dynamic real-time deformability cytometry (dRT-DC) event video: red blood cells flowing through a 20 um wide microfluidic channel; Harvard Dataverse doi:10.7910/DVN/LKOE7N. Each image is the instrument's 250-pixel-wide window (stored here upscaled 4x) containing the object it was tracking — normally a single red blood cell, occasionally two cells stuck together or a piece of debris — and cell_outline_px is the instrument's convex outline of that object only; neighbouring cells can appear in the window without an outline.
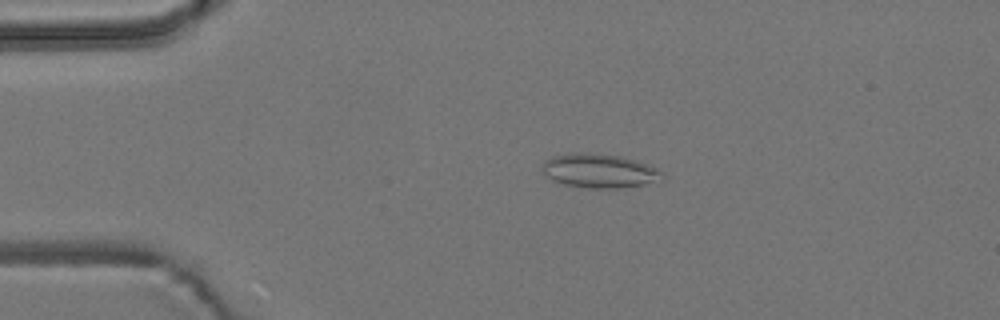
{"species": "common noctule bat (a hibernating species)", "species_latin": "Nyctalus noctula", "temperature_condition": "room temperature", "stored_images_in_passage": 6, "camera_frame_rate_fps": 3000, "um_per_image_px": 0.085, "animal": {"sex": "male", "body_mass_g": 19.2, "forearm_length_mm": 51.8}, "frame": {"image": 1, "passage_image": 3, "time_ms": 2.333, "image_size_px": [1000, 320], "cell_outline_px": [[664, 180], [644, 184], [620, 188], [588, 188], [564, 184], [552, 180], [544, 172], [544, 160], [552, 156], [576, 152], [620, 156], [636, 160], [656, 168], [664, 172]], "centroid_in_image_um": [50.99, 14.53], "position_along_channel_um": 34.0, "area_um2": 23.64}}
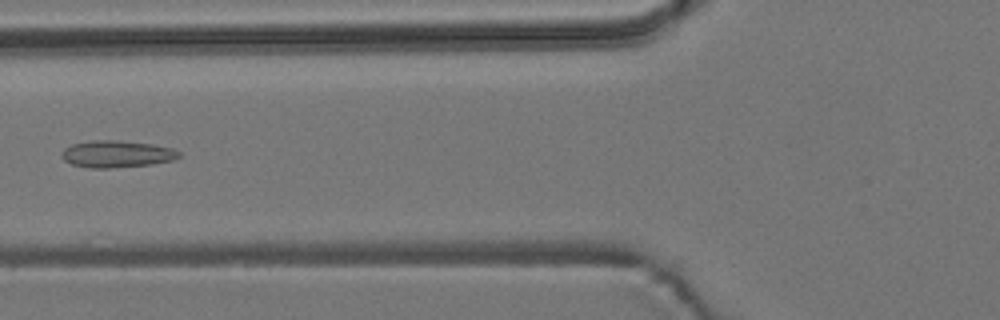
{"frame": {"image": 2, "passage_image": 5, "time_ms": 5.667, "image_size_px": [1000, 320], "cell_outline_px": [[180, 156], [172, 160], [152, 164], [108, 168], [88, 168], [72, 164], [64, 160], [60, 156], [60, 152], [64, 148], [72, 144], [92, 140], [116, 140], [152, 144], [172, 148], [180, 152]], "centroid_in_image_um": [9.88, 13.09], "position_along_channel_um": 115.9, "area_um2": 18.44}}
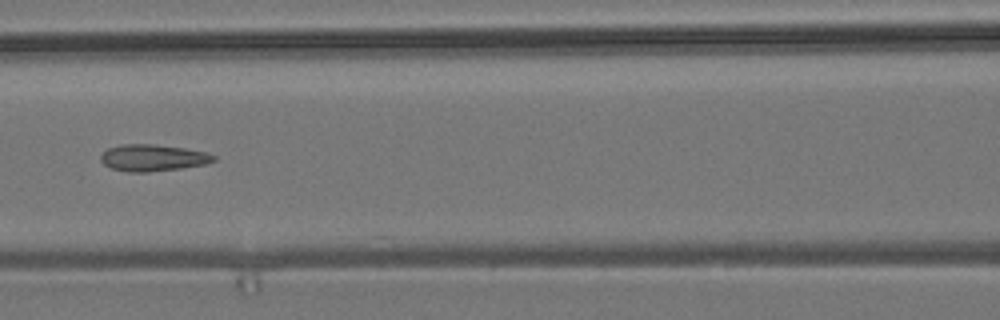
{"frame": {"image": 3, "passage_image": 6, "time_ms": 6.667, "image_size_px": [1000, 320], "cell_outline_px": [[216, 160], [204, 164], [180, 168], [148, 172], [128, 172], [112, 168], [104, 164], [100, 160], [100, 156], [108, 148], [120, 144], [152, 144], [184, 148], [204, 152], [216, 156]], "centroid_in_image_um": [12.96, 13.41], "position_along_channel_um": 153.6, "area_um2": 17.4}}